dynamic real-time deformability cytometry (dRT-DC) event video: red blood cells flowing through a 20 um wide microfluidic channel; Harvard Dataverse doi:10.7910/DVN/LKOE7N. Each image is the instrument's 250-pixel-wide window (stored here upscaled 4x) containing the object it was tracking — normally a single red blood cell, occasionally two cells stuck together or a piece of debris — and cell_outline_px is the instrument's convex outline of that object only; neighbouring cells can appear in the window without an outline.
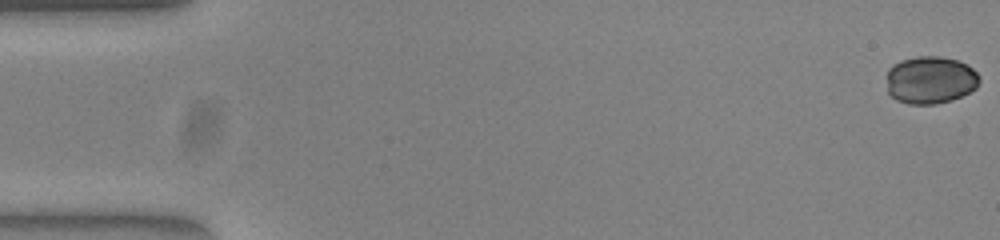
{"species": "common noctule bat (a hibernating species)", "species_latin": "Nyctalus noctula", "temperature_condition": "warm", "stored_images_in_passage": 54, "camera_frame_rate_fps": 3000, "um_per_image_px": 0.085, "animal": {"sex": "female", "body_mass_g": 23.0, "forearm_length_mm": 53.4}, "frame": {"image": 1, "passage_image": 1, "time_ms": 0.0, "image_size_px": [1000, 240], "cell_outline_px": [[980, 80], [976, 88], [952, 100], [936, 104], [908, 104], [896, 100], [888, 92], [888, 68], [892, 64], [900, 60], [916, 56], [940, 56], [956, 60], [968, 64], [980, 76]], "centroid_in_image_um": [79.08, 6.79], "position_along_channel_um": 5.9, "area_um2": 25.89}}
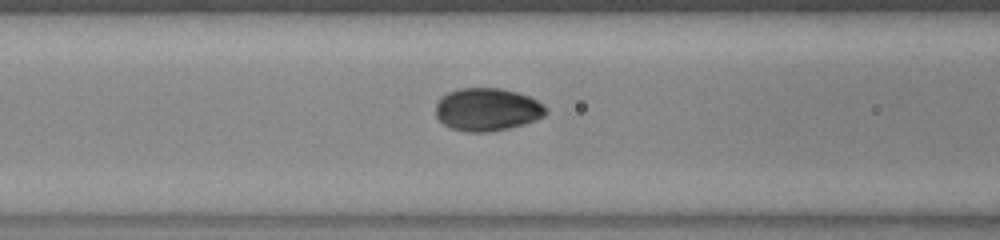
{"frame": {"image": 2, "passage_image": 22, "time_ms": 7.0, "image_size_px": [1000, 240], "cell_outline_px": [[548, 112], [544, 116], [524, 124], [508, 128], [488, 132], [468, 132], [452, 128], [444, 124], [436, 116], [436, 104], [440, 96], [448, 92], [460, 88], [500, 88], [516, 92], [528, 96], [536, 100]], "centroid_in_image_um": [41.38, 9.3], "position_along_channel_um": 125.2, "area_um2": 27.34}}
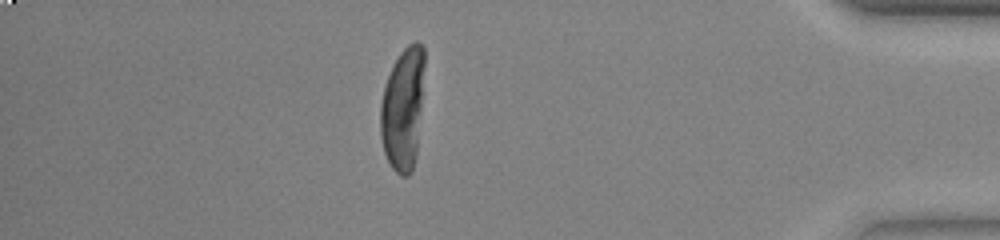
{"frame": {"image": 3, "passage_image": 47, "time_ms": 15.333, "image_size_px": [1000, 240], "cell_outline_px": [[424, 64], [420, 112], [416, 156], [412, 172], [408, 176], [400, 176], [392, 168], [384, 152], [380, 136], [380, 104], [384, 88], [392, 64], [400, 52], [408, 44], [416, 40], [424, 44]], "centroid_in_image_um": [34.23, 9.23], "position_along_channel_um": 401.0, "area_um2": 31.56}, "authors_computed_cell_mechanics": {"area_um2": 27.7729, "velocity_mm_per_s": 3.8359, "shape_relaxation_time_tau1_ms": 5.1782, "shape_relaxation_time_tau2_ms": null, "deformation_change_tau1": 0.1604, "deformation_change_tau2": null}}